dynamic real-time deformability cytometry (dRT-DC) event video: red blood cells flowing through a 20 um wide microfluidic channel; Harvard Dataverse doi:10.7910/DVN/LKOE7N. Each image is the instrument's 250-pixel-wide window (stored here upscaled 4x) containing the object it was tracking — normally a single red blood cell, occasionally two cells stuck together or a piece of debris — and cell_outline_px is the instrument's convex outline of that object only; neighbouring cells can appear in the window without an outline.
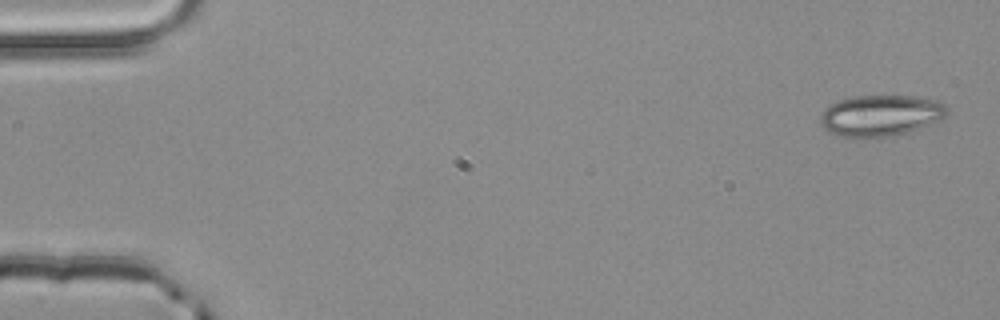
{"species": "common noctule bat (a hibernating species)", "species_latin": "Nyctalus noctula", "temperature_condition": "room temperature", "stored_images_in_passage": 4, "camera_frame_rate_fps": 3000, "um_per_image_px": 0.085, "animal": {"sex": "male", "body_mass_g": 20.4}, "frame": {"image": 1, "passage_image": 1, "time_ms": 0.0, "image_size_px": [1000, 320], "cell_outline_px": [[948, 112], [940, 120], [908, 132], [884, 136], [836, 136], [828, 132], [820, 124], [820, 116], [824, 108], [836, 100], [852, 96], [916, 96], [936, 100], [944, 104]], "centroid_in_image_um": [74.81, 9.79], "position_along_channel_um": 10.2, "area_um2": 30.23}}